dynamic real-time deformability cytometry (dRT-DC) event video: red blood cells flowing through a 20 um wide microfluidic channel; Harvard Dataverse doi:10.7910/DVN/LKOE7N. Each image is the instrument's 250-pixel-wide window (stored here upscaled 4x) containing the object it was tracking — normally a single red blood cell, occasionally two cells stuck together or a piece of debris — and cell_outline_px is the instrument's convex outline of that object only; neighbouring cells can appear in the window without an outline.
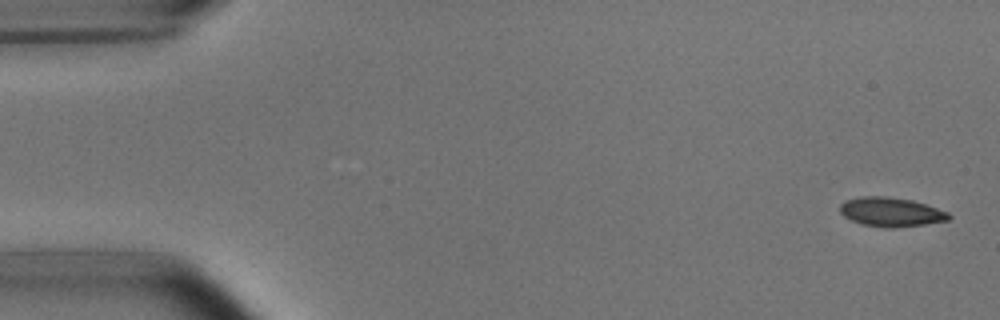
{"species": "common noctule bat (a hibernating species)", "species_latin": "Nyctalus noctula", "temperature_condition": "room temperature", "stored_images_in_passage": 4, "camera_frame_rate_fps": 3000, "um_per_image_px": 0.085, "animal": {"sex": "male", "body_mass_g": 15.6}, "frame": {"image": 1, "passage_image": 1, "time_ms": 0.0, "image_size_px": [1000, 320], "cell_outline_px": [[952, 216], [948, 220], [924, 224], [892, 228], [884, 228], [864, 224], [852, 220], [844, 216], [840, 212], [840, 204], [844, 200], [860, 196], [884, 196], [912, 200], [948, 212]], "centroid_in_image_um": [75.71, 18.01], "position_along_channel_um": 9.3, "area_um2": 18.38}}